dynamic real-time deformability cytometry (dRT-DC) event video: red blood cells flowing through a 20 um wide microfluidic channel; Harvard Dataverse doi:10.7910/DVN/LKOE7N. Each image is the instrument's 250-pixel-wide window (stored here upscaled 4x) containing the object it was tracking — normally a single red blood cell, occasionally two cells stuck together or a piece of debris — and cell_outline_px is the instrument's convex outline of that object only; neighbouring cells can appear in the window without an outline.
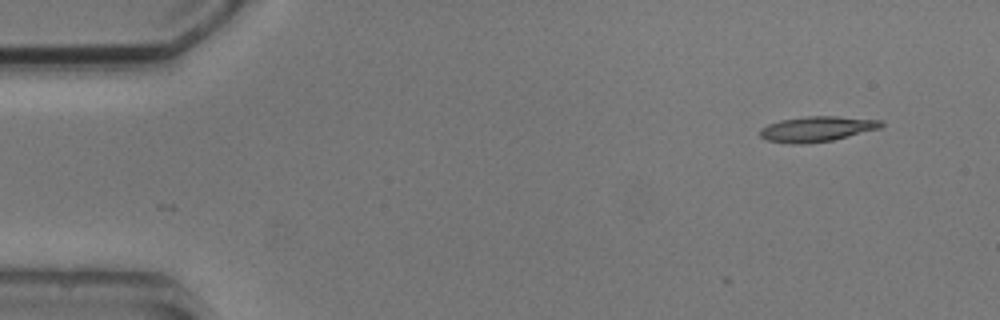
{"species": "common noctule bat (a hibernating species)", "species_latin": "Nyctalus noctula", "temperature_condition": "cold", "stored_images_in_passage": 5, "camera_frame_rate_fps": 3000, "um_per_image_px": 0.085, "animal": {"sex": "male", "body_mass_g": 20.5, "forearm_length_mm": 52.5}, "frame": {"image": 1, "passage_image": 1, "time_ms": 0.0, "image_size_px": [1000, 320], "cell_outline_px": [[884, 124], [880, 128], [832, 140], [804, 144], [792, 144], [768, 140], [760, 136], [760, 128], [768, 124], [780, 120], [808, 116], [836, 116], [884, 120]], "centroid_in_image_um": [69.44, 10.95], "position_along_channel_um": 15.6, "area_um2": 17.8}}
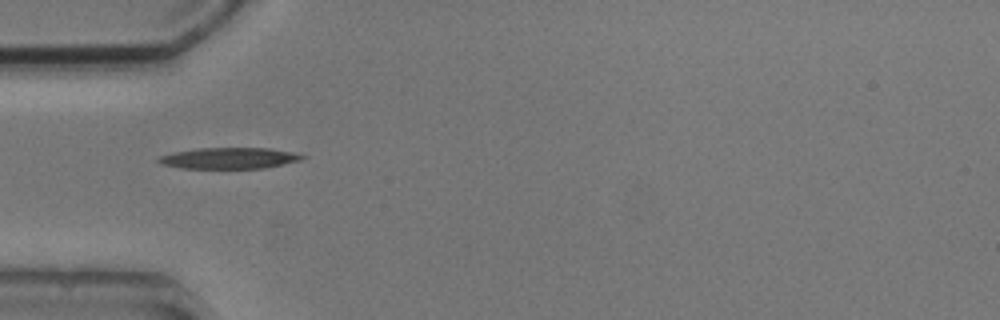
{"frame": {"image": 2, "passage_image": 4, "time_ms": 4.0, "image_size_px": [1000, 320], "cell_outline_px": [[304, 156], [300, 160], [284, 164], [264, 168], [180, 168], [160, 164], [156, 160], [156, 156], [172, 152], [196, 148], [268, 148], [292, 152]], "centroid_in_image_um": [19.37, 13.44], "position_along_channel_um": 65.6, "area_um2": 17.74}}